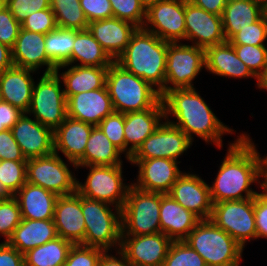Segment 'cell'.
<instances>
[{
	"label": "cell",
	"instance_id": "1",
	"mask_svg": "<svg viewBox=\"0 0 267 266\" xmlns=\"http://www.w3.org/2000/svg\"><path fill=\"white\" fill-rule=\"evenodd\" d=\"M249 136L242 133L229 144L217 177L209 186L213 203L250 199L258 194L250 185L261 182L259 178L266 157H260Z\"/></svg>",
	"mask_w": 267,
	"mask_h": 266
},
{
	"label": "cell",
	"instance_id": "2",
	"mask_svg": "<svg viewBox=\"0 0 267 266\" xmlns=\"http://www.w3.org/2000/svg\"><path fill=\"white\" fill-rule=\"evenodd\" d=\"M166 121L179 127L193 142V134L205 142L223 147L222 136L234 130L224 125L195 88L172 89L162 96ZM175 117L176 122L168 119Z\"/></svg>",
	"mask_w": 267,
	"mask_h": 266
},
{
	"label": "cell",
	"instance_id": "3",
	"mask_svg": "<svg viewBox=\"0 0 267 266\" xmlns=\"http://www.w3.org/2000/svg\"><path fill=\"white\" fill-rule=\"evenodd\" d=\"M168 42L155 34L138 28L116 63L140 77L164 95Z\"/></svg>",
	"mask_w": 267,
	"mask_h": 266
},
{
	"label": "cell",
	"instance_id": "4",
	"mask_svg": "<svg viewBox=\"0 0 267 266\" xmlns=\"http://www.w3.org/2000/svg\"><path fill=\"white\" fill-rule=\"evenodd\" d=\"M106 86L114 111L123 114L153 108L162 99L157 88L124 70L115 61L108 67Z\"/></svg>",
	"mask_w": 267,
	"mask_h": 266
},
{
	"label": "cell",
	"instance_id": "5",
	"mask_svg": "<svg viewBox=\"0 0 267 266\" xmlns=\"http://www.w3.org/2000/svg\"><path fill=\"white\" fill-rule=\"evenodd\" d=\"M184 241L207 266H240L244 248L210 219L200 220Z\"/></svg>",
	"mask_w": 267,
	"mask_h": 266
},
{
	"label": "cell",
	"instance_id": "6",
	"mask_svg": "<svg viewBox=\"0 0 267 266\" xmlns=\"http://www.w3.org/2000/svg\"><path fill=\"white\" fill-rule=\"evenodd\" d=\"M111 206L109 203L81 196L85 222L84 246L98 247L105 251H110L113 247H116V251L120 248L121 209L115 208L113 212Z\"/></svg>",
	"mask_w": 267,
	"mask_h": 266
},
{
	"label": "cell",
	"instance_id": "7",
	"mask_svg": "<svg viewBox=\"0 0 267 266\" xmlns=\"http://www.w3.org/2000/svg\"><path fill=\"white\" fill-rule=\"evenodd\" d=\"M161 193L146 192L132 185L121 209L122 235L160 233Z\"/></svg>",
	"mask_w": 267,
	"mask_h": 266
},
{
	"label": "cell",
	"instance_id": "8",
	"mask_svg": "<svg viewBox=\"0 0 267 266\" xmlns=\"http://www.w3.org/2000/svg\"><path fill=\"white\" fill-rule=\"evenodd\" d=\"M60 83L62 81L56 72L43 73L39 82H34L31 104L26 112L53 131L67 117V100Z\"/></svg>",
	"mask_w": 267,
	"mask_h": 266
},
{
	"label": "cell",
	"instance_id": "9",
	"mask_svg": "<svg viewBox=\"0 0 267 266\" xmlns=\"http://www.w3.org/2000/svg\"><path fill=\"white\" fill-rule=\"evenodd\" d=\"M82 167H89V173L84 184L77 181L76 191L85 198L103 201L122 209L131 186L123 183L122 165Z\"/></svg>",
	"mask_w": 267,
	"mask_h": 266
},
{
	"label": "cell",
	"instance_id": "10",
	"mask_svg": "<svg viewBox=\"0 0 267 266\" xmlns=\"http://www.w3.org/2000/svg\"><path fill=\"white\" fill-rule=\"evenodd\" d=\"M181 43L168 42L164 94L172 89L194 88L192 81L205 67V49Z\"/></svg>",
	"mask_w": 267,
	"mask_h": 266
},
{
	"label": "cell",
	"instance_id": "11",
	"mask_svg": "<svg viewBox=\"0 0 267 266\" xmlns=\"http://www.w3.org/2000/svg\"><path fill=\"white\" fill-rule=\"evenodd\" d=\"M77 180L59 153L27 160L26 182L41 186L57 196L75 193Z\"/></svg>",
	"mask_w": 267,
	"mask_h": 266
},
{
	"label": "cell",
	"instance_id": "12",
	"mask_svg": "<svg viewBox=\"0 0 267 266\" xmlns=\"http://www.w3.org/2000/svg\"><path fill=\"white\" fill-rule=\"evenodd\" d=\"M210 220L243 248L256 239L254 198L213 203Z\"/></svg>",
	"mask_w": 267,
	"mask_h": 266
},
{
	"label": "cell",
	"instance_id": "13",
	"mask_svg": "<svg viewBox=\"0 0 267 266\" xmlns=\"http://www.w3.org/2000/svg\"><path fill=\"white\" fill-rule=\"evenodd\" d=\"M142 28L169 43L185 40V0H164L150 6Z\"/></svg>",
	"mask_w": 267,
	"mask_h": 266
},
{
	"label": "cell",
	"instance_id": "14",
	"mask_svg": "<svg viewBox=\"0 0 267 266\" xmlns=\"http://www.w3.org/2000/svg\"><path fill=\"white\" fill-rule=\"evenodd\" d=\"M192 146V141L179 128L162 121L129 159L166 158L177 161Z\"/></svg>",
	"mask_w": 267,
	"mask_h": 266
},
{
	"label": "cell",
	"instance_id": "15",
	"mask_svg": "<svg viewBox=\"0 0 267 266\" xmlns=\"http://www.w3.org/2000/svg\"><path fill=\"white\" fill-rule=\"evenodd\" d=\"M172 240L164 233L121 235L119 250L134 266H163Z\"/></svg>",
	"mask_w": 267,
	"mask_h": 266
},
{
	"label": "cell",
	"instance_id": "16",
	"mask_svg": "<svg viewBox=\"0 0 267 266\" xmlns=\"http://www.w3.org/2000/svg\"><path fill=\"white\" fill-rule=\"evenodd\" d=\"M185 26V40H190L197 47L207 49L226 42L221 16L209 13L188 0H185Z\"/></svg>",
	"mask_w": 267,
	"mask_h": 266
},
{
	"label": "cell",
	"instance_id": "17",
	"mask_svg": "<svg viewBox=\"0 0 267 266\" xmlns=\"http://www.w3.org/2000/svg\"><path fill=\"white\" fill-rule=\"evenodd\" d=\"M139 167L137 182L133 186L146 192L168 194L172 185L183 174L178 168L180 161L166 158L129 159Z\"/></svg>",
	"mask_w": 267,
	"mask_h": 266
},
{
	"label": "cell",
	"instance_id": "18",
	"mask_svg": "<svg viewBox=\"0 0 267 266\" xmlns=\"http://www.w3.org/2000/svg\"><path fill=\"white\" fill-rule=\"evenodd\" d=\"M209 186L199 175L184 172L168 194L200 220H208L213 208Z\"/></svg>",
	"mask_w": 267,
	"mask_h": 266
},
{
	"label": "cell",
	"instance_id": "19",
	"mask_svg": "<svg viewBox=\"0 0 267 266\" xmlns=\"http://www.w3.org/2000/svg\"><path fill=\"white\" fill-rule=\"evenodd\" d=\"M10 130L26 160L54 153L53 130L35 118L32 120L27 113Z\"/></svg>",
	"mask_w": 267,
	"mask_h": 266
},
{
	"label": "cell",
	"instance_id": "20",
	"mask_svg": "<svg viewBox=\"0 0 267 266\" xmlns=\"http://www.w3.org/2000/svg\"><path fill=\"white\" fill-rule=\"evenodd\" d=\"M67 117L93 126L114 112L107 86L72 95L66 102Z\"/></svg>",
	"mask_w": 267,
	"mask_h": 266
},
{
	"label": "cell",
	"instance_id": "21",
	"mask_svg": "<svg viewBox=\"0 0 267 266\" xmlns=\"http://www.w3.org/2000/svg\"><path fill=\"white\" fill-rule=\"evenodd\" d=\"M53 221L58 236L73 245H84L85 222L81 208V195L77 191L70 195L58 196Z\"/></svg>",
	"mask_w": 267,
	"mask_h": 266
},
{
	"label": "cell",
	"instance_id": "22",
	"mask_svg": "<svg viewBox=\"0 0 267 266\" xmlns=\"http://www.w3.org/2000/svg\"><path fill=\"white\" fill-rule=\"evenodd\" d=\"M44 44V34L21 28L15 44L11 48L14 66L36 72L46 66L44 74L55 72L57 67L49 60Z\"/></svg>",
	"mask_w": 267,
	"mask_h": 266
},
{
	"label": "cell",
	"instance_id": "23",
	"mask_svg": "<svg viewBox=\"0 0 267 266\" xmlns=\"http://www.w3.org/2000/svg\"><path fill=\"white\" fill-rule=\"evenodd\" d=\"M165 119L162 100L153 108L125 113L124 137L127 160ZM131 144V146H129ZM129 147V148H128Z\"/></svg>",
	"mask_w": 267,
	"mask_h": 266
},
{
	"label": "cell",
	"instance_id": "24",
	"mask_svg": "<svg viewBox=\"0 0 267 266\" xmlns=\"http://www.w3.org/2000/svg\"><path fill=\"white\" fill-rule=\"evenodd\" d=\"M88 31L114 60L124 52L132 35L138 29L134 24L112 17L88 23Z\"/></svg>",
	"mask_w": 267,
	"mask_h": 266
},
{
	"label": "cell",
	"instance_id": "25",
	"mask_svg": "<svg viewBox=\"0 0 267 266\" xmlns=\"http://www.w3.org/2000/svg\"><path fill=\"white\" fill-rule=\"evenodd\" d=\"M93 125L66 117L53 131L54 153L62 152L75 169L76 163L84 156L87 141Z\"/></svg>",
	"mask_w": 267,
	"mask_h": 266
},
{
	"label": "cell",
	"instance_id": "26",
	"mask_svg": "<svg viewBox=\"0 0 267 266\" xmlns=\"http://www.w3.org/2000/svg\"><path fill=\"white\" fill-rule=\"evenodd\" d=\"M200 219L169 194H161L160 228L172 241H184Z\"/></svg>",
	"mask_w": 267,
	"mask_h": 266
},
{
	"label": "cell",
	"instance_id": "27",
	"mask_svg": "<svg viewBox=\"0 0 267 266\" xmlns=\"http://www.w3.org/2000/svg\"><path fill=\"white\" fill-rule=\"evenodd\" d=\"M33 70L13 66L0 73L1 100L18 107L23 112L29 110L34 87Z\"/></svg>",
	"mask_w": 267,
	"mask_h": 266
},
{
	"label": "cell",
	"instance_id": "28",
	"mask_svg": "<svg viewBox=\"0 0 267 266\" xmlns=\"http://www.w3.org/2000/svg\"><path fill=\"white\" fill-rule=\"evenodd\" d=\"M205 70L212 74L232 78H256L239 59L233 45L226 41L205 49Z\"/></svg>",
	"mask_w": 267,
	"mask_h": 266
},
{
	"label": "cell",
	"instance_id": "29",
	"mask_svg": "<svg viewBox=\"0 0 267 266\" xmlns=\"http://www.w3.org/2000/svg\"><path fill=\"white\" fill-rule=\"evenodd\" d=\"M14 197L19 203L22 219H53L54 207L58 198L56 194L41 186L26 182Z\"/></svg>",
	"mask_w": 267,
	"mask_h": 266
},
{
	"label": "cell",
	"instance_id": "30",
	"mask_svg": "<svg viewBox=\"0 0 267 266\" xmlns=\"http://www.w3.org/2000/svg\"><path fill=\"white\" fill-rule=\"evenodd\" d=\"M56 237H58V234L53 219H22L7 243L24 254L28 250L41 246Z\"/></svg>",
	"mask_w": 267,
	"mask_h": 266
},
{
	"label": "cell",
	"instance_id": "31",
	"mask_svg": "<svg viewBox=\"0 0 267 266\" xmlns=\"http://www.w3.org/2000/svg\"><path fill=\"white\" fill-rule=\"evenodd\" d=\"M265 12V7L254 0H228L221 15L226 41L239 32L240 28L256 22Z\"/></svg>",
	"mask_w": 267,
	"mask_h": 266
},
{
	"label": "cell",
	"instance_id": "32",
	"mask_svg": "<svg viewBox=\"0 0 267 266\" xmlns=\"http://www.w3.org/2000/svg\"><path fill=\"white\" fill-rule=\"evenodd\" d=\"M108 67L71 65L67 71L59 74L63 81L66 100L72 95L97 90L106 86Z\"/></svg>",
	"mask_w": 267,
	"mask_h": 266
},
{
	"label": "cell",
	"instance_id": "33",
	"mask_svg": "<svg viewBox=\"0 0 267 266\" xmlns=\"http://www.w3.org/2000/svg\"><path fill=\"white\" fill-rule=\"evenodd\" d=\"M121 153L100 127L94 126L87 141L84 156L76 163V168L87 165H122Z\"/></svg>",
	"mask_w": 267,
	"mask_h": 266
},
{
	"label": "cell",
	"instance_id": "34",
	"mask_svg": "<svg viewBox=\"0 0 267 266\" xmlns=\"http://www.w3.org/2000/svg\"><path fill=\"white\" fill-rule=\"evenodd\" d=\"M80 62L77 63V62ZM114 60L100 43L86 30H75V41L70 57V65L109 67Z\"/></svg>",
	"mask_w": 267,
	"mask_h": 266
},
{
	"label": "cell",
	"instance_id": "35",
	"mask_svg": "<svg viewBox=\"0 0 267 266\" xmlns=\"http://www.w3.org/2000/svg\"><path fill=\"white\" fill-rule=\"evenodd\" d=\"M72 246L70 241L58 236L24 253L25 266H63Z\"/></svg>",
	"mask_w": 267,
	"mask_h": 266
},
{
	"label": "cell",
	"instance_id": "36",
	"mask_svg": "<svg viewBox=\"0 0 267 266\" xmlns=\"http://www.w3.org/2000/svg\"><path fill=\"white\" fill-rule=\"evenodd\" d=\"M75 41V29L57 27L45 34V51L49 60L57 67L55 71L69 68Z\"/></svg>",
	"mask_w": 267,
	"mask_h": 266
},
{
	"label": "cell",
	"instance_id": "37",
	"mask_svg": "<svg viewBox=\"0 0 267 266\" xmlns=\"http://www.w3.org/2000/svg\"><path fill=\"white\" fill-rule=\"evenodd\" d=\"M51 9L59 28L86 30L88 21L80 5V0H50Z\"/></svg>",
	"mask_w": 267,
	"mask_h": 266
},
{
	"label": "cell",
	"instance_id": "38",
	"mask_svg": "<svg viewBox=\"0 0 267 266\" xmlns=\"http://www.w3.org/2000/svg\"><path fill=\"white\" fill-rule=\"evenodd\" d=\"M26 164L27 161H0V182L11 196L26 183Z\"/></svg>",
	"mask_w": 267,
	"mask_h": 266
},
{
	"label": "cell",
	"instance_id": "39",
	"mask_svg": "<svg viewBox=\"0 0 267 266\" xmlns=\"http://www.w3.org/2000/svg\"><path fill=\"white\" fill-rule=\"evenodd\" d=\"M163 266H207L204 259L185 241H173Z\"/></svg>",
	"mask_w": 267,
	"mask_h": 266
},
{
	"label": "cell",
	"instance_id": "40",
	"mask_svg": "<svg viewBox=\"0 0 267 266\" xmlns=\"http://www.w3.org/2000/svg\"><path fill=\"white\" fill-rule=\"evenodd\" d=\"M267 40V12H265L256 22L240 28L229 42L232 45H254L266 46Z\"/></svg>",
	"mask_w": 267,
	"mask_h": 266
},
{
	"label": "cell",
	"instance_id": "41",
	"mask_svg": "<svg viewBox=\"0 0 267 266\" xmlns=\"http://www.w3.org/2000/svg\"><path fill=\"white\" fill-rule=\"evenodd\" d=\"M113 17L130 22L142 28L146 19V10L139 0H110Z\"/></svg>",
	"mask_w": 267,
	"mask_h": 266
},
{
	"label": "cell",
	"instance_id": "42",
	"mask_svg": "<svg viewBox=\"0 0 267 266\" xmlns=\"http://www.w3.org/2000/svg\"><path fill=\"white\" fill-rule=\"evenodd\" d=\"M20 206L14 196L0 201V235L5 236L4 242L11 237L14 229L21 223Z\"/></svg>",
	"mask_w": 267,
	"mask_h": 266
},
{
	"label": "cell",
	"instance_id": "43",
	"mask_svg": "<svg viewBox=\"0 0 267 266\" xmlns=\"http://www.w3.org/2000/svg\"><path fill=\"white\" fill-rule=\"evenodd\" d=\"M237 56L258 78L267 60V47L254 45H233Z\"/></svg>",
	"mask_w": 267,
	"mask_h": 266
},
{
	"label": "cell",
	"instance_id": "44",
	"mask_svg": "<svg viewBox=\"0 0 267 266\" xmlns=\"http://www.w3.org/2000/svg\"><path fill=\"white\" fill-rule=\"evenodd\" d=\"M125 114L114 111L98 125L107 138L122 152H125Z\"/></svg>",
	"mask_w": 267,
	"mask_h": 266
},
{
	"label": "cell",
	"instance_id": "45",
	"mask_svg": "<svg viewBox=\"0 0 267 266\" xmlns=\"http://www.w3.org/2000/svg\"><path fill=\"white\" fill-rule=\"evenodd\" d=\"M104 249L98 247L73 245L63 266H98Z\"/></svg>",
	"mask_w": 267,
	"mask_h": 266
},
{
	"label": "cell",
	"instance_id": "46",
	"mask_svg": "<svg viewBox=\"0 0 267 266\" xmlns=\"http://www.w3.org/2000/svg\"><path fill=\"white\" fill-rule=\"evenodd\" d=\"M3 3L20 24L36 11L51 8L50 0H5Z\"/></svg>",
	"mask_w": 267,
	"mask_h": 266
},
{
	"label": "cell",
	"instance_id": "47",
	"mask_svg": "<svg viewBox=\"0 0 267 266\" xmlns=\"http://www.w3.org/2000/svg\"><path fill=\"white\" fill-rule=\"evenodd\" d=\"M22 29L41 34H47L56 29L57 23L55 15L51 8L36 11L27 16V19L21 24Z\"/></svg>",
	"mask_w": 267,
	"mask_h": 266
},
{
	"label": "cell",
	"instance_id": "48",
	"mask_svg": "<svg viewBox=\"0 0 267 266\" xmlns=\"http://www.w3.org/2000/svg\"><path fill=\"white\" fill-rule=\"evenodd\" d=\"M21 28V24L3 3L0 6V43L12 48Z\"/></svg>",
	"mask_w": 267,
	"mask_h": 266
},
{
	"label": "cell",
	"instance_id": "49",
	"mask_svg": "<svg viewBox=\"0 0 267 266\" xmlns=\"http://www.w3.org/2000/svg\"><path fill=\"white\" fill-rule=\"evenodd\" d=\"M80 5L88 23L113 17L110 0H80Z\"/></svg>",
	"mask_w": 267,
	"mask_h": 266
},
{
	"label": "cell",
	"instance_id": "50",
	"mask_svg": "<svg viewBox=\"0 0 267 266\" xmlns=\"http://www.w3.org/2000/svg\"><path fill=\"white\" fill-rule=\"evenodd\" d=\"M27 161L10 129L0 132V161Z\"/></svg>",
	"mask_w": 267,
	"mask_h": 266
},
{
	"label": "cell",
	"instance_id": "51",
	"mask_svg": "<svg viewBox=\"0 0 267 266\" xmlns=\"http://www.w3.org/2000/svg\"><path fill=\"white\" fill-rule=\"evenodd\" d=\"M254 215L256 224V239H267V195L263 192L254 197Z\"/></svg>",
	"mask_w": 267,
	"mask_h": 266
},
{
	"label": "cell",
	"instance_id": "52",
	"mask_svg": "<svg viewBox=\"0 0 267 266\" xmlns=\"http://www.w3.org/2000/svg\"><path fill=\"white\" fill-rule=\"evenodd\" d=\"M23 112L18 107L8 102L0 101V132L11 129L14 124L23 116Z\"/></svg>",
	"mask_w": 267,
	"mask_h": 266
},
{
	"label": "cell",
	"instance_id": "53",
	"mask_svg": "<svg viewBox=\"0 0 267 266\" xmlns=\"http://www.w3.org/2000/svg\"><path fill=\"white\" fill-rule=\"evenodd\" d=\"M0 266H25L24 254L3 241L0 243Z\"/></svg>",
	"mask_w": 267,
	"mask_h": 266
},
{
	"label": "cell",
	"instance_id": "54",
	"mask_svg": "<svg viewBox=\"0 0 267 266\" xmlns=\"http://www.w3.org/2000/svg\"><path fill=\"white\" fill-rule=\"evenodd\" d=\"M116 255L108 254V250L104 251L99 259L98 266H134L128 261L126 256L118 249Z\"/></svg>",
	"mask_w": 267,
	"mask_h": 266
},
{
	"label": "cell",
	"instance_id": "55",
	"mask_svg": "<svg viewBox=\"0 0 267 266\" xmlns=\"http://www.w3.org/2000/svg\"><path fill=\"white\" fill-rule=\"evenodd\" d=\"M209 13L221 16L228 0H188Z\"/></svg>",
	"mask_w": 267,
	"mask_h": 266
},
{
	"label": "cell",
	"instance_id": "56",
	"mask_svg": "<svg viewBox=\"0 0 267 266\" xmlns=\"http://www.w3.org/2000/svg\"><path fill=\"white\" fill-rule=\"evenodd\" d=\"M12 50L5 44L0 43V73L13 67Z\"/></svg>",
	"mask_w": 267,
	"mask_h": 266
},
{
	"label": "cell",
	"instance_id": "57",
	"mask_svg": "<svg viewBox=\"0 0 267 266\" xmlns=\"http://www.w3.org/2000/svg\"><path fill=\"white\" fill-rule=\"evenodd\" d=\"M259 89L267 90V60L263 72L257 78V84Z\"/></svg>",
	"mask_w": 267,
	"mask_h": 266
},
{
	"label": "cell",
	"instance_id": "58",
	"mask_svg": "<svg viewBox=\"0 0 267 266\" xmlns=\"http://www.w3.org/2000/svg\"><path fill=\"white\" fill-rule=\"evenodd\" d=\"M261 176L264 179V181H262L260 183V187L263 188L262 192L267 195V156H266L264 163H263V166H262Z\"/></svg>",
	"mask_w": 267,
	"mask_h": 266
},
{
	"label": "cell",
	"instance_id": "59",
	"mask_svg": "<svg viewBox=\"0 0 267 266\" xmlns=\"http://www.w3.org/2000/svg\"><path fill=\"white\" fill-rule=\"evenodd\" d=\"M161 1L164 0H139L140 4L144 7L145 10Z\"/></svg>",
	"mask_w": 267,
	"mask_h": 266
},
{
	"label": "cell",
	"instance_id": "60",
	"mask_svg": "<svg viewBox=\"0 0 267 266\" xmlns=\"http://www.w3.org/2000/svg\"><path fill=\"white\" fill-rule=\"evenodd\" d=\"M10 197L11 195L6 191V189L3 187L2 183L0 182V201L6 200Z\"/></svg>",
	"mask_w": 267,
	"mask_h": 266
},
{
	"label": "cell",
	"instance_id": "61",
	"mask_svg": "<svg viewBox=\"0 0 267 266\" xmlns=\"http://www.w3.org/2000/svg\"><path fill=\"white\" fill-rule=\"evenodd\" d=\"M261 3L264 7L267 5V0H254Z\"/></svg>",
	"mask_w": 267,
	"mask_h": 266
}]
</instances>
